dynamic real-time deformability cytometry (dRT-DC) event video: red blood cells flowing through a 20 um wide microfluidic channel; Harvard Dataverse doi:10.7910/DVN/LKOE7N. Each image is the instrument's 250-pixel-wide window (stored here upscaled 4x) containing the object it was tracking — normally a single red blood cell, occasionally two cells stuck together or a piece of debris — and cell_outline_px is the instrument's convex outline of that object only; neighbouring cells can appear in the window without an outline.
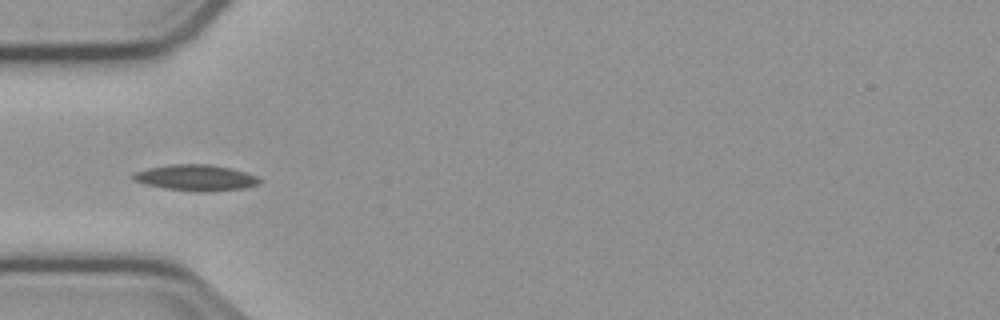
{"species": "common noctule bat (a hibernating species)", "species_latin": "Nyctalus noctula", "temperature_condition": "cold", "stored_images_in_passage": 11, "camera_frame_rate_fps": 3000, "um_per_image_px": 0.085, "animal": {"sex": "male", "body_mass_g": 23.1, "forearm_length_mm": 52.7}, "frame": {"image": 1, "passage_image": 4, "time_ms": 1.0, "image_size_px": [1000, 320], "cell_outline_px": [[260, 184], [244, 188], [164, 188], [144, 184], [132, 180], [132, 172], [148, 168], [172, 164], [208, 164], [232, 168], [256, 176], [260, 180]], "centroid_in_image_um": [16.56, 15.04], "position_along_channel_um": 68.4, "area_um2": 17.98}}
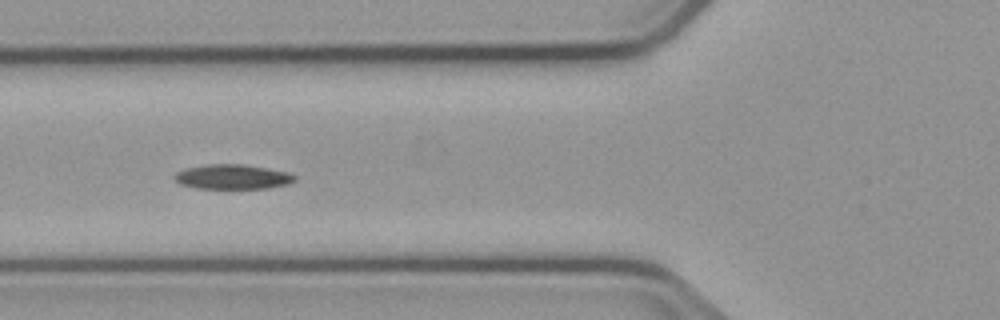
{"frame": {"image": 2, "passage_image": 7, "time_ms": 2.0, "image_size_px": [1000, 320], "cell_outline_px": [[296, 180], [288, 184], [268, 188], [196, 188], [180, 184], [172, 176], [176, 172], [184, 168], [208, 164], [244, 164], [288, 172], [296, 176]], "centroid_in_image_um": [19.75, 15.02], "position_along_channel_um": 106.0, "area_um2": 17.34}}